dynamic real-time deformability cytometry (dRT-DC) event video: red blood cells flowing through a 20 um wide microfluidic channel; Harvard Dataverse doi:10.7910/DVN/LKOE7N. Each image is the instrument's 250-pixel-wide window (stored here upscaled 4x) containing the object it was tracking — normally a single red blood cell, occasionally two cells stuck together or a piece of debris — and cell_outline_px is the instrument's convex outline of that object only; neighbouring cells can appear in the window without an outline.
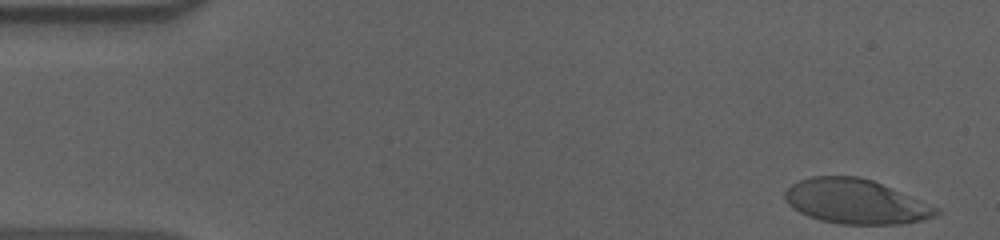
{"species": "human", "species_latin": "Homo sapiens", "temperature_condition": "cold", "stored_images_in_passage": 45, "camera_frame_rate_fps": 3000, "um_per_image_px": 0.085, "donor": {"sex": "male"}, "frame": {"image": 1, "passage_image": 1, "time_ms": 0.0, "image_size_px": [1000, 240], "cell_outline_px": [[940, 212], [936, 216], [924, 220], [900, 224], [840, 224], [820, 220], [808, 216], [792, 208], [788, 204], [784, 196], [784, 192], [792, 184], [800, 180], [812, 176], [856, 176], [872, 180], [940, 208]], "centroid_in_image_um": [72.74, 17.14], "position_along_channel_um": 12.3, "area_um2": 39.25}}
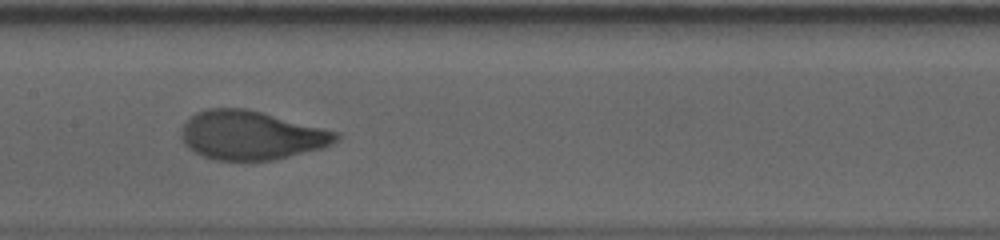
{"frame": {"image": 2, "passage_image": 26, "time_ms": 8.333, "image_size_px": [1000, 240], "cell_outline_px": [[340, 140], [324, 148], [272, 160], [216, 160], [204, 156], [188, 148], [184, 144], [180, 136], [180, 132], [184, 124], [196, 112], [208, 108], [244, 108], [340, 132]], "centroid_in_image_um": [21.37, 11.5], "position_along_channel_um": 186.0, "area_um2": 43.99}}
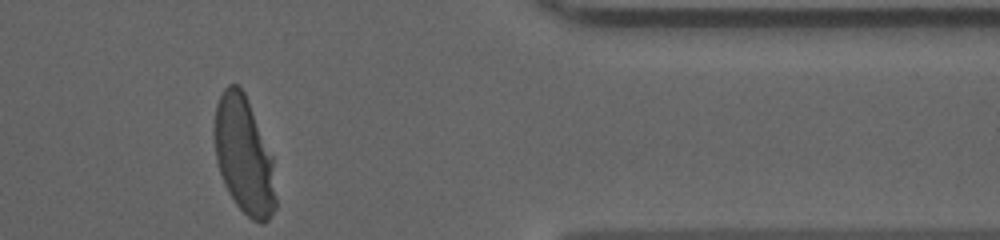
{"frame": {"image": 3, "passage_image": 45, "time_ms": 14.667, "image_size_px": [1000, 240], "cell_outline_px": [[276, 208], [268, 220], [264, 224], [260, 224], [252, 220], [236, 204], [228, 192], [224, 184], [216, 160], [212, 128], [216, 104], [224, 88], [228, 84], [240, 84], [248, 100], [272, 156], [276, 200]], "centroid_in_image_um": [20.71, 13.2], "position_along_channel_um": 390.7, "area_um2": 42.25}, "authors_computed_cell_mechanics": {"area_um2": 43.6968, "velocity_mm_per_s": 3.5928, "shape_relaxation_time_tau1_ms": 3.7854, "shape_relaxation_time_tau2_ms": null, "deformation_change_tau1": 0.2015, "deformation_change_tau2": null}}